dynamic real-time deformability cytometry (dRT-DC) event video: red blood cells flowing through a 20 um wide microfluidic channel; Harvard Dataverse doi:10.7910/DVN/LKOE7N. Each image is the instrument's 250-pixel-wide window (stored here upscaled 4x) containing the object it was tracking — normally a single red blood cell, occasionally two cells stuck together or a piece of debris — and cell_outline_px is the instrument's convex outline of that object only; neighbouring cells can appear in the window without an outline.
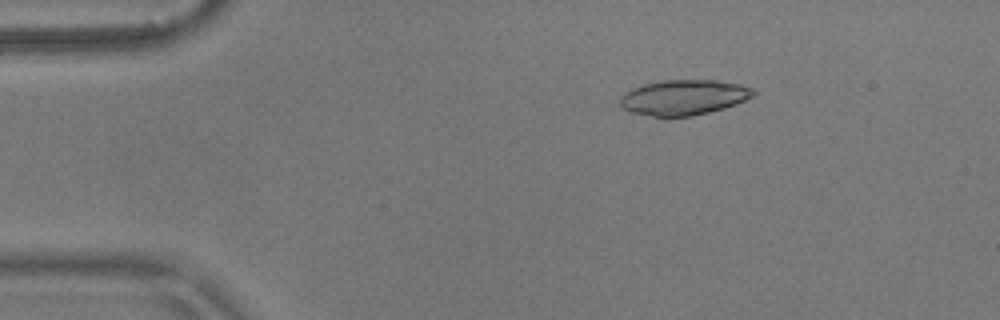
{"species": "common noctule bat (a hibernating species)", "species_latin": "Nyctalus noctula", "temperature_condition": "warm", "stored_images_in_passage": 5, "camera_frame_rate_fps": 3000, "um_per_image_px": 0.085, "animal": {"sex": "male", "body_mass_g": 17.9}, "frame": {"image": 1, "passage_image": 3, "time_ms": 0.667, "image_size_px": [1000, 320], "cell_outline_px": [[756, 92], [752, 96], [736, 104], [724, 108], [692, 116], [652, 116], [632, 112], [624, 108], [620, 104], [620, 96], [624, 92], [632, 88], [644, 84], [660, 80], [716, 80], [740, 84], [752, 88]], "centroid_in_image_um": [58.1, 8.26], "position_along_channel_um": 26.9, "area_um2": 27.28}}